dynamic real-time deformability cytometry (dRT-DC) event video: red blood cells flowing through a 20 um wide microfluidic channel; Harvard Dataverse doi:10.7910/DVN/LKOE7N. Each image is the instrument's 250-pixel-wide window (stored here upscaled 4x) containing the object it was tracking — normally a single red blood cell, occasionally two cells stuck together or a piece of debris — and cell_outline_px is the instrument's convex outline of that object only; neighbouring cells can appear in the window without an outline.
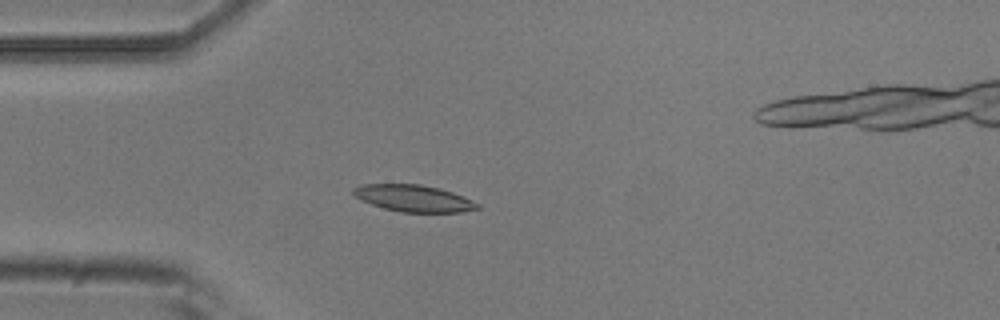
{"species": "common noctule bat (a hibernating species)", "species_latin": "Nyctalus noctula", "temperature_condition": "room temperature", "stored_images_in_passage": 4, "camera_frame_rate_fps": 3000, "um_per_image_px": 0.085, "animal": {"sex": "male", "body_mass_g": 20.5, "forearm_length_mm": 52.5}, "frame": {"image": 1, "passage_image": 3, "time_ms": 2.333, "image_size_px": [1000, 320], "cell_outline_px": [[480, 208], [464, 212], [400, 212], [384, 208], [372, 204], [356, 196], [352, 192], [352, 188], [360, 184], [420, 184], [440, 188], [452, 192], [472, 200], [480, 204]], "centroid_in_image_um": [35.18, 16.85], "position_along_channel_um": 49.8, "area_um2": 19.31}}